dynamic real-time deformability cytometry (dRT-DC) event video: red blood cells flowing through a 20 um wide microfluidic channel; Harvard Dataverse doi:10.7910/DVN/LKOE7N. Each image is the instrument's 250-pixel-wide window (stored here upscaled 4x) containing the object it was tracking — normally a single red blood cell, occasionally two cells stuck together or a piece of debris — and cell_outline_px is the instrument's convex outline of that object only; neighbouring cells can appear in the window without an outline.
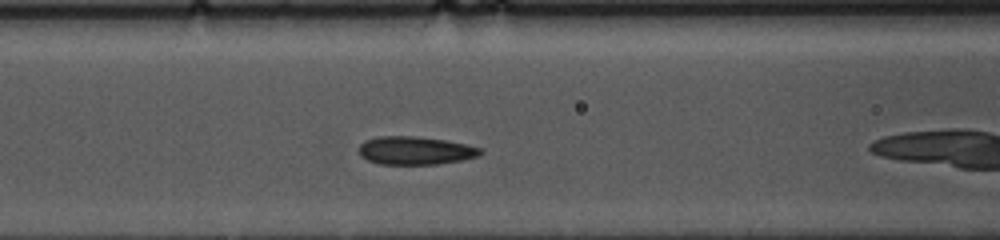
{"species": "common noctule bat (a hibernating species)", "species_latin": "Nyctalus noctula", "temperature_condition": "cold", "stored_images_in_passage": 31, "camera_frame_rate_fps": 3000, "um_per_image_px": 0.085, "animal": {"sex": "female", "body_mass_g": 10.0, "forearm_length_mm": 53.1}, "frame": {"image": 1, "passage_image": 7, "time_ms": 2.0, "image_size_px": [1000, 240], "cell_outline_px": [[484, 152], [480, 156], [464, 160], [436, 164], [380, 164], [368, 160], [360, 156], [360, 144], [364, 140], [376, 136], [416, 136], [444, 140], [464, 144], [480, 148]], "centroid_in_image_um": [35.3, 12.79], "position_along_channel_um": 131.3, "area_um2": 20.0}}
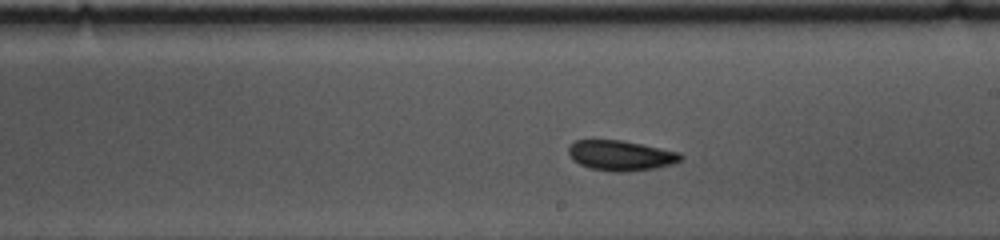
{"frame": {"image": 2, "passage_image": 16, "time_ms": 5.0, "image_size_px": [1000, 240], "cell_outline_px": [[684, 160], [672, 164], [656, 168], [624, 172], [612, 172], [588, 168], [572, 160], [568, 152], [568, 144], [576, 140], [620, 140], [680, 152], [684, 156]], "centroid_in_image_um": [52.76, 13.23], "position_along_channel_um": 236.2, "area_um2": 19.94}}
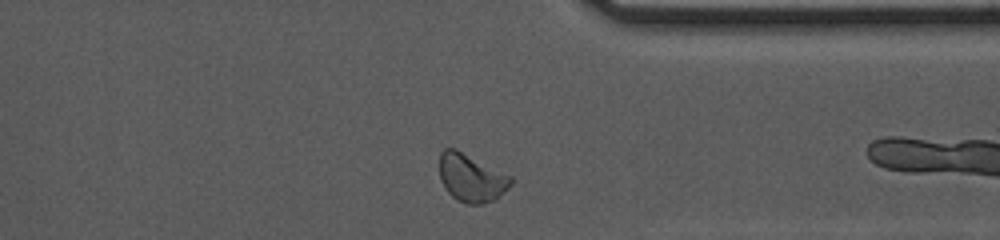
{"frame": {"image": 3, "passage_image": 28, "time_ms": 9.0, "image_size_px": [1000, 240], "cell_outline_px": [[512, 184], [496, 200], [484, 204], [468, 204], [456, 200], [444, 188], [440, 180], [440, 152], [444, 148], [456, 148], [512, 176]], "centroid_in_image_um": [40.06, 15.12], "position_along_channel_um": 371.3, "area_um2": 20.23}, "authors_computed_cell_mechanics": {"area_um2": 19.941, "velocity_mm_per_s": 3.4987, "shape_relaxation_time_tau1_ms": 1.5557, "shape_relaxation_time_tau2_ms": null, "deformation_change_tau1": 0.0447, "deformation_change_tau2": null}}